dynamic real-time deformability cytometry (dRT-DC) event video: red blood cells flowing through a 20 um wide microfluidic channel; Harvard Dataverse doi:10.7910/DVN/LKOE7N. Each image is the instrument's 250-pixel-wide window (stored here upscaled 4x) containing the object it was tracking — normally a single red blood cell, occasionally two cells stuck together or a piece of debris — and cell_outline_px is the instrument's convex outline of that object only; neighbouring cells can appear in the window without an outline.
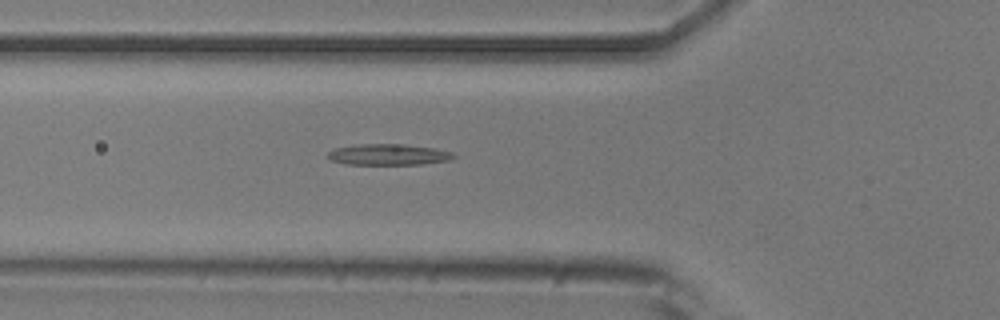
{"species": "common noctule bat (a hibernating species)", "species_latin": "Nyctalus noctula", "temperature_condition": "room temperature", "stored_images_in_passage": 42, "camera_frame_rate_fps": 3000, "um_per_image_px": 0.085, "animal": {"sex": "male", "body_mass_g": 20.5, "forearm_length_mm": 52.5}, "frame": {"image": 1, "passage_image": 7, "time_ms": 2.0, "image_size_px": [1000, 320], "cell_outline_px": [[456, 156], [448, 160], [420, 164], [348, 164], [332, 160], [328, 156], [328, 152], [336, 148], [360, 144], [404, 144], [432, 148], [452, 152]], "centroid_in_image_um": [33.02, 13.13], "position_along_channel_um": 92.8, "area_um2": 15.09}}
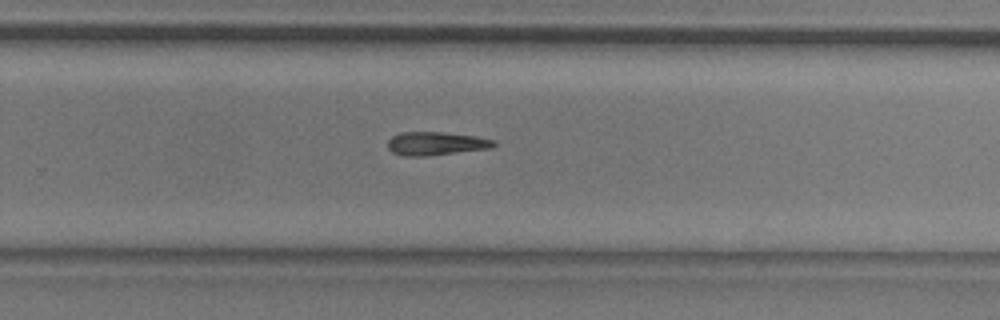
{"frame": {"image": 2, "passage_image": 23, "time_ms": 7.333, "image_size_px": [1000, 320], "cell_outline_px": [[496, 144], [492, 148], [424, 156], [404, 156], [392, 152], [388, 148], [388, 140], [392, 136], [400, 132], [444, 132], [476, 136], [496, 140]], "centroid_in_image_um": [37.06, 12.19], "position_along_channel_um": 292.7, "area_um2": 14.51}}
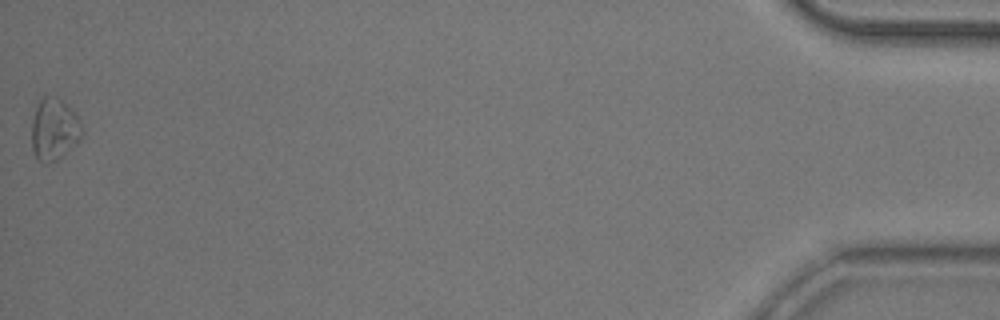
{"frame": {"image": 3, "passage_image": 42, "time_ms": 13.667, "image_size_px": [1000, 320], "cell_outline_px": [[84, 132], [80, 140], [76, 144], [56, 160], [48, 164], [44, 164], [36, 156], [32, 148], [32, 120], [36, 108], [40, 100], [44, 96], [56, 96], [76, 112], [80, 120]], "centroid_in_image_um": [4.63, 10.99], "position_along_channel_um": 430.6, "area_um2": 18.26}, "authors_computed_cell_mechanics": {"area_um2": 14.7679, "velocity_mm_per_s": 3.741, "shape_relaxation_time_tau1_ms": 9.5702, "shape_relaxation_time_tau2_ms": null, "deformation_change_tau1": 0.1749, "deformation_change_tau2": null}}